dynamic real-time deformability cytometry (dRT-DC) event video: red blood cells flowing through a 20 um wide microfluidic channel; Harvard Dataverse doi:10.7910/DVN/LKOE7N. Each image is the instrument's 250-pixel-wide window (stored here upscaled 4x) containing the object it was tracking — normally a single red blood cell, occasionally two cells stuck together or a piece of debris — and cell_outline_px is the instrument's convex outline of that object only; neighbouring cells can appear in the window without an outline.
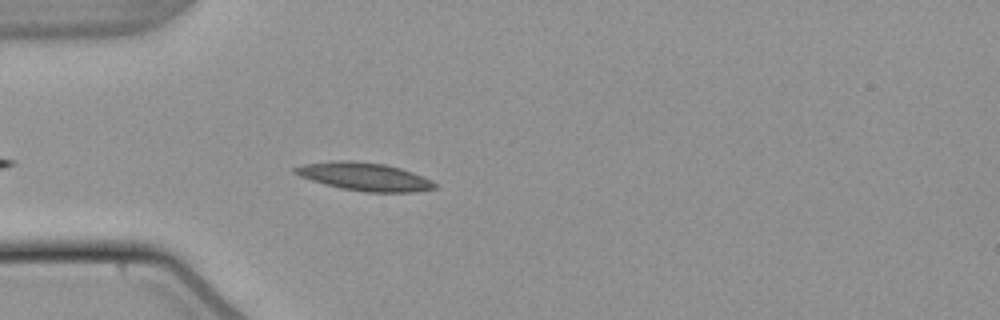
{"species": "common noctule bat (a hibernating species)", "species_latin": "Nyctalus noctula", "temperature_condition": "warm", "stored_images_in_passage": 41, "camera_frame_rate_fps": 3000, "um_per_image_px": 0.085, "animal": {"sex": "male", "body_mass_g": 21.5, "forearm_length_mm": 52.0}, "frame": {"image": 1, "passage_image": 5, "time_ms": 1.333, "image_size_px": [1000, 320], "cell_outline_px": [[436, 188], [412, 192], [364, 192], [340, 188], [324, 184], [300, 176], [292, 172], [292, 168], [304, 164], [340, 160], [352, 160], [384, 164], [400, 168], [412, 172], [432, 180], [436, 184]], "centroid_in_image_um": [30.96, 15.01], "position_along_channel_um": 54.0, "area_um2": 22.77}}
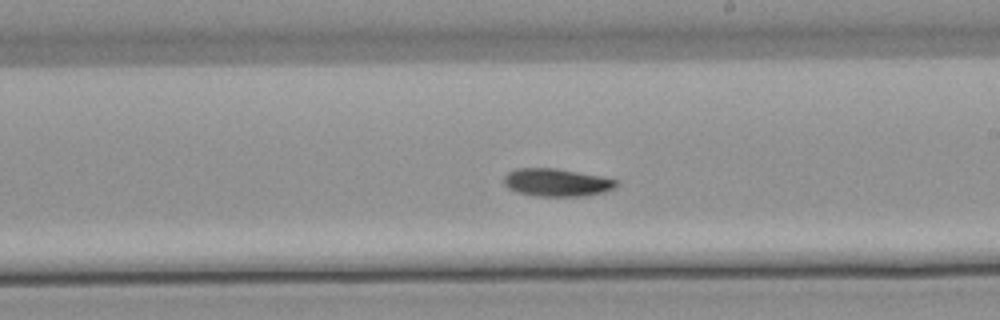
{"frame": {"image": 2, "passage_image": 17, "time_ms": 5.333, "image_size_px": [1000, 320], "cell_outline_px": [[620, 184], [616, 188], [604, 192], [584, 196], [536, 196], [516, 192], [508, 188], [504, 184], [504, 176], [508, 172], [516, 168], [556, 168], [600, 176], [620, 180]], "centroid_in_image_um": [47.35, 15.51], "position_along_channel_um": 241.6, "area_um2": 18.44}}
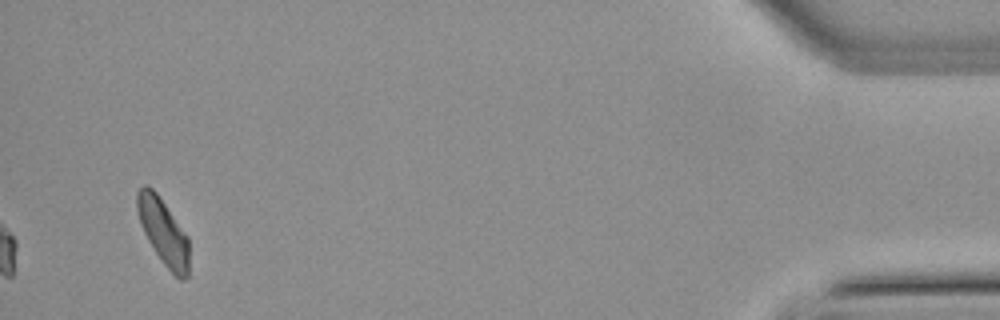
{"frame": {"image": 3, "passage_image": 41, "time_ms": 13.333, "image_size_px": [1000, 320], "cell_outline_px": [[188, 276], [184, 280], [180, 280], [164, 264], [148, 240], [144, 232], [136, 208], [136, 192], [144, 184], [152, 188], [156, 192], [188, 236]], "centroid_in_image_um": [13.88, 19.68], "position_along_channel_um": 421.3, "area_um2": 19.65}, "authors_computed_cell_mechanics": {"area_um2": 17.918, "velocity_mm_per_s": 3.7924, "shape_relaxation_time_tau1_ms": 7.0912, "shape_relaxation_time_tau2_ms": 8.4077, "deformation_change_tau1": 0.1244, "deformation_change_tau2": 0.1275}}